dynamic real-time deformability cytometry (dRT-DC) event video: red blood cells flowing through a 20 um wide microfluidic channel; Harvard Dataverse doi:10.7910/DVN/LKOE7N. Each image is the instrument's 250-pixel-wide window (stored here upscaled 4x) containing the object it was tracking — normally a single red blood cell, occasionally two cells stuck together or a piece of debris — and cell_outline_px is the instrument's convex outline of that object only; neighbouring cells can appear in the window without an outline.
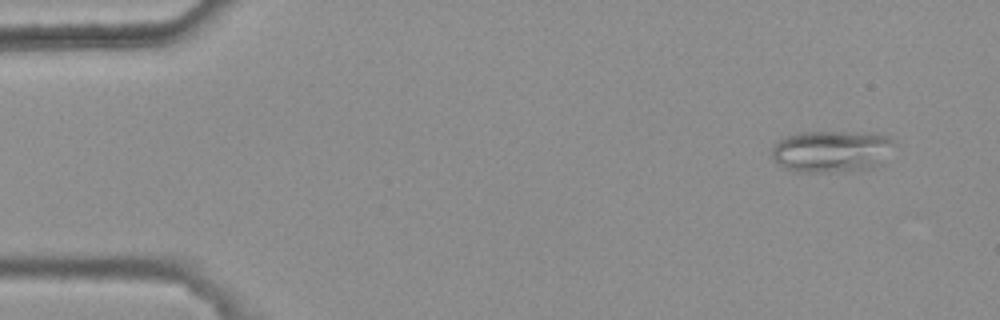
{"species": "common noctule bat (a hibernating species)", "species_latin": "Nyctalus noctula", "temperature_condition": "warm", "stored_images_in_passage": 4, "camera_frame_rate_fps": 3000, "um_per_image_px": 0.085, "animal": {"sex": "female", "body_mass_g": 25.1}, "frame": {"image": 1, "passage_image": 1, "time_ms": 0.0, "image_size_px": [1000, 320], "cell_outline_px": [[896, 144], [880, 164], [872, 168], [828, 172], [800, 172], [784, 168], [776, 164], [772, 156], [772, 148], [784, 136], [800, 132], [876, 132], [888, 136], [896, 140]], "centroid_in_image_um": [70.71, 12.84], "position_along_channel_um": 14.3, "area_um2": 30.23}}